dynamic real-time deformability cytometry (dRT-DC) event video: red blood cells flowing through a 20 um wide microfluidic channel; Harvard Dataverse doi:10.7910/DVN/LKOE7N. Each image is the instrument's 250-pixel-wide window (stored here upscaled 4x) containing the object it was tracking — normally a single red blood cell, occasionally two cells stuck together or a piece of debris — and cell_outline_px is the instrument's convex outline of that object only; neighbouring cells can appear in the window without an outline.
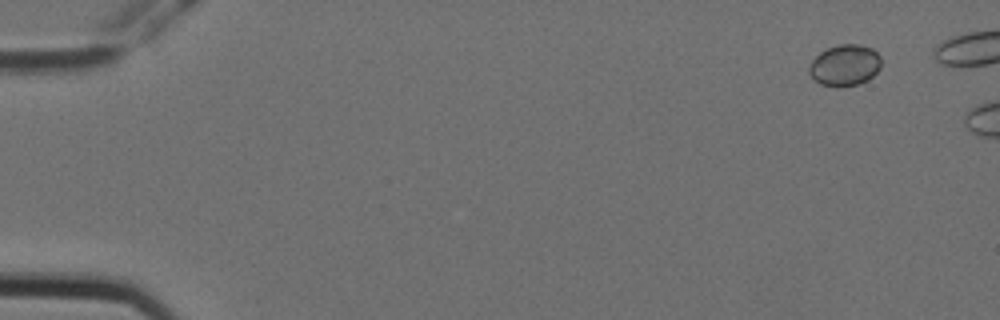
{"species": "Egyptian fruit bat (a non-hibernating species)", "species_latin": "Rousettus aegyptiacus", "temperature_condition": "cold", "stored_images_in_passage": 3, "camera_frame_rate_fps": 3000, "um_per_image_px": 0.085, "animal": {"sex": "female"}, "frame": {"image": 1, "passage_image": 1, "time_ms": 0.0, "image_size_px": [1000, 320], "cell_outline_px": [[880, 68], [868, 80], [856, 84], [820, 84], [812, 80], [808, 72], [808, 64], [820, 52], [828, 48], [840, 44], [860, 44], [872, 48], [880, 56]], "centroid_in_image_um": [71.78, 5.51], "position_along_channel_um": 13.2, "area_um2": 17.05}}